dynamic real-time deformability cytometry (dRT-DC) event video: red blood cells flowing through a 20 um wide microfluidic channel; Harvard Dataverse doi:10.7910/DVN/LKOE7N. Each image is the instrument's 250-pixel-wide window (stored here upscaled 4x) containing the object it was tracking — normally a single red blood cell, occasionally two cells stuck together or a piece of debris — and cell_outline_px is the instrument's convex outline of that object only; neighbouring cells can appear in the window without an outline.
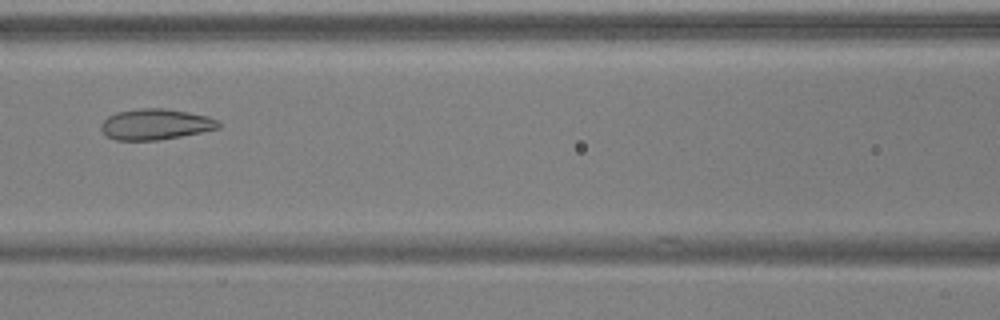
{"species": "common noctule bat (a hibernating species)", "species_latin": "Nyctalus noctula", "temperature_condition": "warm", "stored_images_in_passage": 6, "camera_frame_rate_fps": 3000, "um_per_image_px": 0.085, "animal": {"sex": "male", "body_mass_g": 17.9, "forearm_length_mm": 54.2}, "frame": {"image": 1, "passage_image": 6, "time_ms": 1.667, "image_size_px": [1000, 320], "cell_outline_px": [[220, 128], [180, 136], [156, 140], [116, 140], [108, 136], [100, 128], [100, 124], [108, 116], [116, 112], [140, 108], [164, 108], [188, 112], [208, 116], [220, 120]], "centroid_in_image_um": [13.23, 10.55], "position_along_channel_um": 153.4, "area_um2": 21.04}}